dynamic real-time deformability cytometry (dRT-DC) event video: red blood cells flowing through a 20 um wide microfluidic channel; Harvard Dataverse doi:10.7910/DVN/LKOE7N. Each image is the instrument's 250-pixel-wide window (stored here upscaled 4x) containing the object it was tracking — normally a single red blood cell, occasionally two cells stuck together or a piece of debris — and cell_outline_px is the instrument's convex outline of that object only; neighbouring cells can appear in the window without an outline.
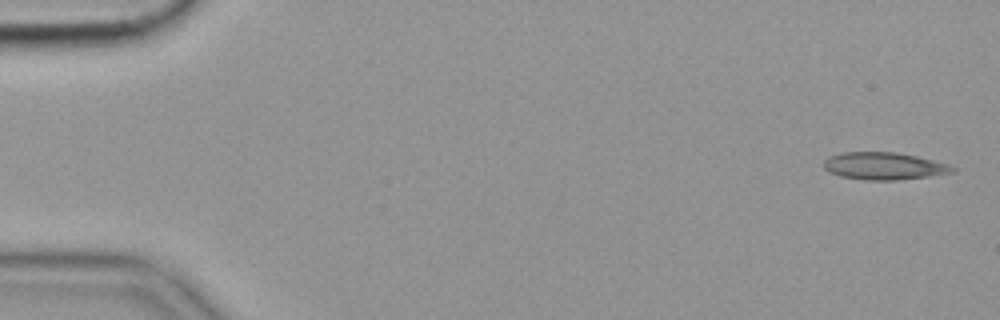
{"species": "common noctule bat (a hibernating species)", "species_latin": "Nyctalus noctula", "temperature_condition": "cold", "stored_images_in_passage": 56, "camera_frame_rate_fps": 3000, "um_per_image_px": 0.085, "animal": {"sex": "female", "body_mass_g": 19.9}, "frame": {"image": 1, "passage_image": 2, "time_ms": 0.333, "image_size_px": [1000, 320], "cell_outline_px": [[956, 172], [928, 176], [896, 180], [864, 180], [840, 176], [828, 172], [824, 168], [824, 160], [828, 156], [840, 152], [896, 152], [916, 156], [948, 164], [956, 168]], "centroid_in_image_um": [75.1, 14.11], "position_along_channel_um": 9.9, "area_um2": 20.58}}
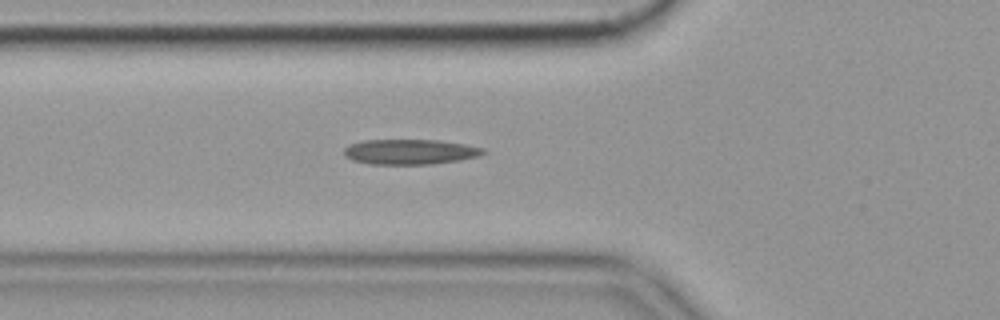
{"frame": {"image": 2, "passage_image": 20, "time_ms": 6.333, "image_size_px": [1000, 320], "cell_outline_px": [[488, 152], [480, 156], [460, 160], [432, 164], [368, 164], [352, 160], [344, 156], [344, 148], [348, 144], [364, 140], [440, 140], [464, 144], [484, 148]], "centroid_in_image_um": [34.85, 12.9], "position_along_channel_um": 90.9, "area_um2": 20.63}}
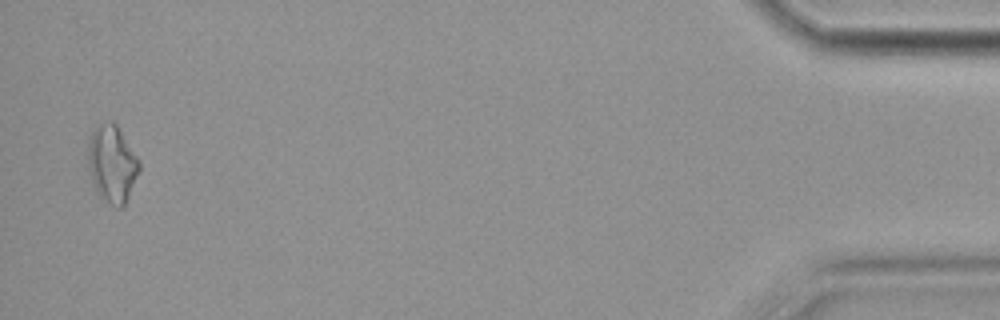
{"frame": {"image": 3, "passage_image": 55, "time_ms": 18.0, "image_size_px": [1000, 320], "cell_outline_px": [[140, 172], [124, 204], [120, 208], [116, 208], [100, 196], [96, 192], [88, 168], [88, 136], [92, 128], [104, 120], [112, 120], [116, 124], [140, 160]], "centroid_in_image_um": [9.51, 13.87], "position_along_channel_um": 425.7, "area_um2": 23.41}, "authors_computed_cell_mechanics": {"area_um2": 19.5942, "velocity_mm_per_s": 3.5713, "shape_relaxation_time_tau1_ms": null, "shape_relaxation_time_tau2_ms": 7.8883, "deformation_change_tau1": null, "deformation_change_tau2": 0.2255}}